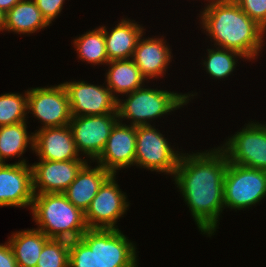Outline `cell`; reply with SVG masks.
Masks as SVG:
<instances>
[{"label":"cell","mask_w":266,"mask_h":267,"mask_svg":"<svg viewBox=\"0 0 266 267\" xmlns=\"http://www.w3.org/2000/svg\"><path fill=\"white\" fill-rule=\"evenodd\" d=\"M208 3L199 17L214 47L237 51L246 60L256 59L263 49L266 30L250 19L234 0H209Z\"/></svg>","instance_id":"2"},{"label":"cell","mask_w":266,"mask_h":267,"mask_svg":"<svg viewBox=\"0 0 266 267\" xmlns=\"http://www.w3.org/2000/svg\"><path fill=\"white\" fill-rule=\"evenodd\" d=\"M171 49L164 38L140 37L134 50L133 61L146 80L165 75L172 61Z\"/></svg>","instance_id":"17"},{"label":"cell","mask_w":266,"mask_h":267,"mask_svg":"<svg viewBox=\"0 0 266 267\" xmlns=\"http://www.w3.org/2000/svg\"><path fill=\"white\" fill-rule=\"evenodd\" d=\"M86 163L87 160L61 162L39 160L31 165L33 193H63Z\"/></svg>","instance_id":"15"},{"label":"cell","mask_w":266,"mask_h":267,"mask_svg":"<svg viewBox=\"0 0 266 267\" xmlns=\"http://www.w3.org/2000/svg\"><path fill=\"white\" fill-rule=\"evenodd\" d=\"M118 121V114L72 116L69 126L78 153L83 152L82 155L94 162L100 156Z\"/></svg>","instance_id":"11"},{"label":"cell","mask_w":266,"mask_h":267,"mask_svg":"<svg viewBox=\"0 0 266 267\" xmlns=\"http://www.w3.org/2000/svg\"><path fill=\"white\" fill-rule=\"evenodd\" d=\"M69 267H98L97 253L81 239L71 240L69 246Z\"/></svg>","instance_id":"28"},{"label":"cell","mask_w":266,"mask_h":267,"mask_svg":"<svg viewBox=\"0 0 266 267\" xmlns=\"http://www.w3.org/2000/svg\"><path fill=\"white\" fill-rule=\"evenodd\" d=\"M28 145L34 151V133L29 135L26 121L0 127V163H6L7 158H21Z\"/></svg>","instance_id":"23"},{"label":"cell","mask_w":266,"mask_h":267,"mask_svg":"<svg viewBox=\"0 0 266 267\" xmlns=\"http://www.w3.org/2000/svg\"><path fill=\"white\" fill-rule=\"evenodd\" d=\"M65 0H34L45 20L51 24L63 9Z\"/></svg>","instance_id":"30"},{"label":"cell","mask_w":266,"mask_h":267,"mask_svg":"<svg viewBox=\"0 0 266 267\" xmlns=\"http://www.w3.org/2000/svg\"><path fill=\"white\" fill-rule=\"evenodd\" d=\"M224 209L242 210L266 197V171L232 164L224 175Z\"/></svg>","instance_id":"5"},{"label":"cell","mask_w":266,"mask_h":267,"mask_svg":"<svg viewBox=\"0 0 266 267\" xmlns=\"http://www.w3.org/2000/svg\"><path fill=\"white\" fill-rule=\"evenodd\" d=\"M144 30L142 25L137 24L135 20L133 22V20L127 18L122 19L110 31L103 25L108 60L132 58Z\"/></svg>","instance_id":"19"},{"label":"cell","mask_w":266,"mask_h":267,"mask_svg":"<svg viewBox=\"0 0 266 267\" xmlns=\"http://www.w3.org/2000/svg\"><path fill=\"white\" fill-rule=\"evenodd\" d=\"M67 91L72 116L118 114V100L106 86L85 81L62 83Z\"/></svg>","instance_id":"12"},{"label":"cell","mask_w":266,"mask_h":267,"mask_svg":"<svg viewBox=\"0 0 266 267\" xmlns=\"http://www.w3.org/2000/svg\"><path fill=\"white\" fill-rule=\"evenodd\" d=\"M80 239L97 253L98 267H138L137 248L119 229L88 228Z\"/></svg>","instance_id":"7"},{"label":"cell","mask_w":266,"mask_h":267,"mask_svg":"<svg viewBox=\"0 0 266 267\" xmlns=\"http://www.w3.org/2000/svg\"><path fill=\"white\" fill-rule=\"evenodd\" d=\"M38 230L50 239H80L88 230L84 213L63 193L34 194L31 206Z\"/></svg>","instance_id":"3"},{"label":"cell","mask_w":266,"mask_h":267,"mask_svg":"<svg viewBox=\"0 0 266 267\" xmlns=\"http://www.w3.org/2000/svg\"><path fill=\"white\" fill-rule=\"evenodd\" d=\"M157 130L151 124L136 126L135 166L173 177L181 154Z\"/></svg>","instance_id":"6"},{"label":"cell","mask_w":266,"mask_h":267,"mask_svg":"<svg viewBox=\"0 0 266 267\" xmlns=\"http://www.w3.org/2000/svg\"><path fill=\"white\" fill-rule=\"evenodd\" d=\"M0 267H18L9 242L0 244Z\"/></svg>","instance_id":"31"},{"label":"cell","mask_w":266,"mask_h":267,"mask_svg":"<svg viewBox=\"0 0 266 267\" xmlns=\"http://www.w3.org/2000/svg\"><path fill=\"white\" fill-rule=\"evenodd\" d=\"M220 148L228 161L266 171V123L249 122Z\"/></svg>","instance_id":"8"},{"label":"cell","mask_w":266,"mask_h":267,"mask_svg":"<svg viewBox=\"0 0 266 267\" xmlns=\"http://www.w3.org/2000/svg\"><path fill=\"white\" fill-rule=\"evenodd\" d=\"M107 65L109 69L105 74V83L117 100L119 95L116 94H129L145 86L146 78L132 58L109 61Z\"/></svg>","instance_id":"20"},{"label":"cell","mask_w":266,"mask_h":267,"mask_svg":"<svg viewBox=\"0 0 266 267\" xmlns=\"http://www.w3.org/2000/svg\"><path fill=\"white\" fill-rule=\"evenodd\" d=\"M27 111L40 120V129L69 125L72 114L64 85L28 89Z\"/></svg>","instance_id":"9"},{"label":"cell","mask_w":266,"mask_h":267,"mask_svg":"<svg viewBox=\"0 0 266 267\" xmlns=\"http://www.w3.org/2000/svg\"><path fill=\"white\" fill-rule=\"evenodd\" d=\"M21 0H0V9L7 13L14 5H16Z\"/></svg>","instance_id":"32"},{"label":"cell","mask_w":266,"mask_h":267,"mask_svg":"<svg viewBox=\"0 0 266 267\" xmlns=\"http://www.w3.org/2000/svg\"><path fill=\"white\" fill-rule=\"evenodd\" d=\"M228 159L218 146L204 152L181 153L174 181L201 233L216 232L224 210V175Z\"/></svg>","instance_id":"1"},{"label":"cell","mask_w":266,"mask_h":267,"mask_svg":"<svg viewBox=\"0 0 266 267\" xmlns=\"http://www.w3.org/2000/svg\"><path fill=\"white\" fill-rule=\"evenodd\" d=\"M70 241L50 239L43 247L36 267H69Z\"/></svg>","instance_id":"27"},{"label":"cell","mask_w":266,"mask_h":267,"mask_svg":"<svg viewBox=\"0 0 266 267\" xmlns=\"http://www.w3.org/2000/svg\"><path fill=\"white\" fill-rule=\"evenodd\" d=\"M122 123L118 121L115 124L104 149L95 161L115 175L116 170L135 166L136 126Z\"/></svg>","instance_id":"14"},{"label":"cell","mask_w":266,"mask_h":267,"mask_svg":"<svg viewBox=\"0 0 266 267\" xmlns=\"http://www.w3.org/2000/svg\"><path fill=\"white\" fill-rule=\"evenodd\" d=\"M195 95L197 93L182 94L143 86L126 94V100L118 99V118L120 122L124 119L131 120L132 126L150 125L149 121L183 107L189 102L191 96L193 98Z\"/></svg>","instance_id":"4"},{"label":"cell","mask_w":266,"mask_h":267,"mask_svg":"<svg viewBox=\"0 0 266 267\" xmlns=\"http://www.w3.org/2000/svg\"><path fill=\"white\" fill-rule=\"evenodd\" d=\"M39 160L70 161L81 159L69 125L39 129L34 133V151Z\"/></svg>","instance_id":"16"},{"label":"cell","mask_w":266,"mask_h":267,"mask_svg":"<svg viewBox=\"0 0 266 267\" xmlns=\"http://www.w3.org/2000/svg\"><path fill=\"white\" fill-rule=\"evenodd\" d=\"M28 105V90L24 95L5 93L0 95V127L24 122Z\"/></svg>","instance_id":"26"},{"label":"cell","mask_w":266,"mask_h":267,"mask_svg":"<svg viewBox=\"0 0 266 267\" xmlns=\"http://www.w3.org/2000/svg\"><path fill=\"white\" fill-rule=\"evenodd\" d=\"M110 175L111 173L99 164L91 168L87 162L63 194L76 208L85 213L99 188Z\"/></svg>","instance_id":"18"},{"label":"cell","mask_w":266,"mask_h":267,"mask_svg":"<svg viewBox=\"0 0 266 267\" xmlns=\"http://www.w3.org/2000/svg\"><path fill=\"white\" fill-rule=\"evenodd\" d=\"M127 195L122 193L116 182L115 174H111L101 185L98 193L84 213L88 228L119 229L118 219L129 209Z\"/></svg>","instance_id":"10"},{"label":"cell","mask_w":266,"mask_h":267,"mask_svg":"<svg viewBox=\"0 0 266 267\" xmlns=\"http://www.w3.org/2000/svg\"><path fill=\"white\" fill-rule=\"evenodd\" d=\"M208 56L203 60L204 69L213 78L223 79L231 75L236 67L237 58H245L241 53L216 47V49H207Z\"/></svg>","instance_id":"25"},{"label":"cell","mask_w":266,"mask_h":267,"mask_svg":"<svg viewBox=\"0 0 266 267\" xmlns=\"http://www.w3.org/2000/svg\"><path fill=\"white\" fill-rule=\"evenodd\" d=\"M5 15L6 13H4L1 9H0V31H4V27H5Z\"/></svg>","instance_id":"33"},{"label":"cell","mask_w":266,"mask_h":267,"mask_svg":"<svg viewBox=\"0 0 266 267\" xmlns=\"http://www.w3.org/2000/svg\"><path fill=\"white\" fill-rule=\"evenodd\" d=\"M34 198L32 167L25 159L0 163V207L32 206Z\"/></svg>","instance_id":"13"},{"label":"cell","mask_w":266,"mask_h":267,"mask_svg":"<svg viewBox=\"0 0 266 267\" xmlns=\"http://www.w3.org/2000/svg\"><path fill=\"white\" fill-rule=\"evenodd\" d=\"M238 6L266 30V0H234Z\"/></svg>","instance_id":"29"},{"label":"cell","mask_w":266,"mask_h":267,"mask_svg":"<svg viewBox=\"0 0 266 267\" xmlns=\"http://www.w3.org/2000/svg\"><path fill=\"white\" fill-rule=\"evenodd\" d=\"M8 239L18 267H36L44 245L50 240L35 228L15 232Z\"/></svg>","instance_id":"22"},{"label":"cell","mask_w":266,"mask_h":267,"mask_svg":"<svg viewBox=\"0 0 266 267\" xmlns=\"http://www.w3.org/2000/svg\"><path fill=\"white\" fill-rule=\"evenodd\" d=\"M73 43L78 53V59L81 61L93 65H107L109 62L103 26H99L92 31L89 30L85 34L80 35L74 39Z\"/></svg>","instance_id":"24"},{"label":"cell","mask_w":266,"mask_h":267,"mask_svg":"<svg viewBox=\"0 0 266 267\" xmlns=\"http://www.w3.org/2000/svg\"><path fill=\"white\" fill-rule=\"evenodd\" d=\"M50 26L36 6L34 0H21L5 15V31L32 34Z\"/></svg>","instance_id":"21"}]
</instances>
